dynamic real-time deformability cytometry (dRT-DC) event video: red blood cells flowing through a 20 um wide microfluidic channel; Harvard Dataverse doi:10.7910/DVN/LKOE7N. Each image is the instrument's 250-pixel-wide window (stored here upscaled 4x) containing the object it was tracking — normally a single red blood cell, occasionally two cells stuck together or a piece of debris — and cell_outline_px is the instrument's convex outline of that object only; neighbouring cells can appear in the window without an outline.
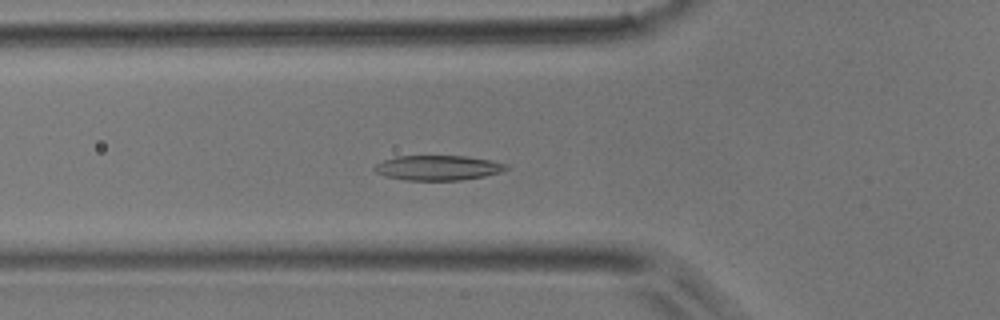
{"species": "common noctule bat (a hibernating species)", "species_latin": "Nyctalus noctula", "temperature_condition": "room temperature", "stored_images_in_passage": 48, "camera_frame_rate_fps": 3000, "um_per_image_px": 0.085, "animal": {"sex": "male", "body_mass_g": 17.9}, "frame": {"image": 1, "passage_image": 16, "time_ms": 5.0, "image_size_px": [1000, 320], "cell_outline_px": [[508, 168], [500, 172], [484, 176], [460, 180], [404, 180], [384, 176], [376, 172], [372, 168], [376, 164], [384, 160], [396, 156], [468, 156], [492, 160], [508, 164]], "centroid_in_image_um": [37.22, 14.26], "position_along_channel_um": 88.6, "area_um2": 19.19}}
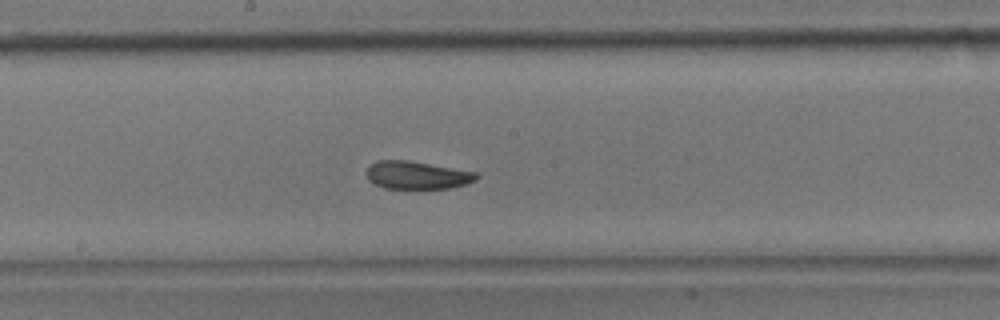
{"frame": {"image": 2, "passage_image": 25, "time_ms": 8.0, "image_size_px": [1000, 320], "cell_outline_px": [[480, 176], [476, 180], [468, 184], [448, 188], [384, 188], [368, 180], [364, 172], [368, 164], [376, 160], [408, 160], [476, 172]], "centroid_in_image_um": [35.4, 14.88], "position_along_channel_um": 212.8, "area_um2": 18.03}}
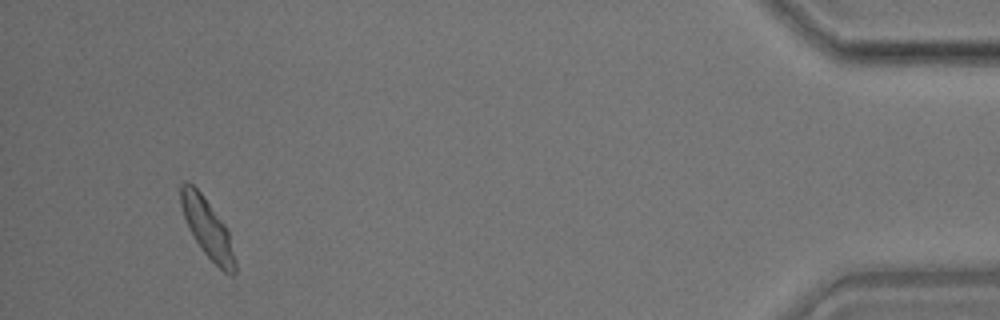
{"frame": {"image": 3, "passage_image": 45, "time_ms": 14.667, "image_size_px": [1000, 320], "cell_outline_px": [[236, 272], [232, 276], [228, 276], [204, 252], [188, 228], [180, 204], [180, 184], [192, 184], [200, 192], [228, 228], [236, 260]], "centroid_in_image_um": [17.67, 19.44], "position_along_channel_um": 417.5, "area_um2": 18.5}}